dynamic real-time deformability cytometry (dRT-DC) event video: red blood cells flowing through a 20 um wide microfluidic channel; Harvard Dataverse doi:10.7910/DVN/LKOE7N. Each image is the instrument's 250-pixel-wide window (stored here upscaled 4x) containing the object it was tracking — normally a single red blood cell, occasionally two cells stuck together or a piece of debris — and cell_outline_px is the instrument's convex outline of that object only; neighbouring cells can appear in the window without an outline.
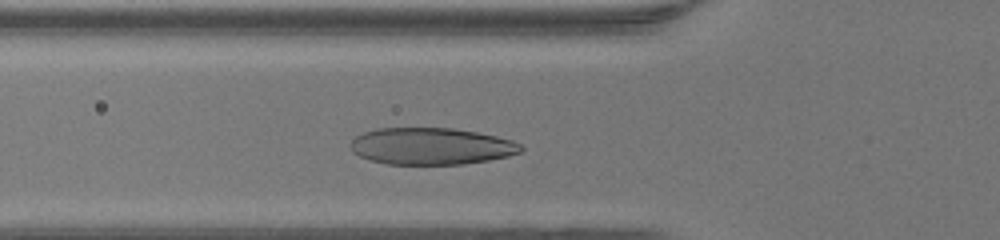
{"species": "human", "species_latin": "Homo sapiens", "temperature_condition": "warm", "stored_images_in_passage": 31, "camera_frame_rate_fps": 3000, "um_per_image_px": 0.085, "donor": {"sex": "female"}, "frame": {"image": 1, "passage_image": 9, "time_ms": 2.667, "image_size_px": [1000, 240], "cell_outline_px": [[524, 148], [520, 152], [508, 156], [488, 160], [464, 164], [388, 164], [368, 160], [352, 152], [348, 148], [348, 144], [356, 136], [364, 132], [376, 128], [452, 128], [476, 132], [496, 136], [512, 140], [520, 144]], "centroid_in_image_um": [36.61, 12.43], "position_along_channel_um": 89.2, "area_um2": 36.76}}
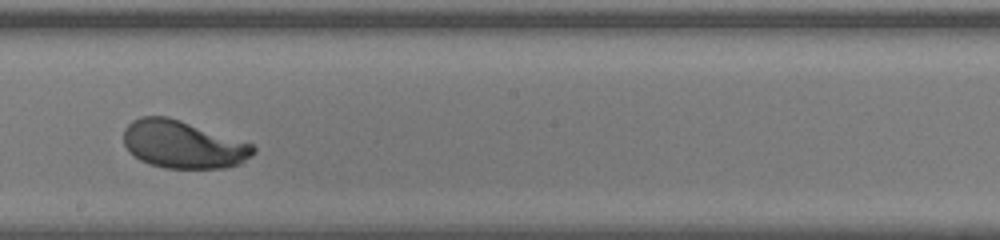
{"frame": {"image": 2, "passage_image": 19, "time_ms": 6.0, "image_size_px": [1000, 240], "cell_outline_px": [[256, 152], [252, 156], [240, 164], [224, 168], [164, 168], [148, 164], [140, 160], [128, 152], [124, 144], [124, 128], [132, 120], [140, 116], [168, 116], [252, 144], [256, 148]], "centroid_in_image_um": [15.53, 12.29], "position_along_channel_um": 232.7, "area_um2": 36.13}}
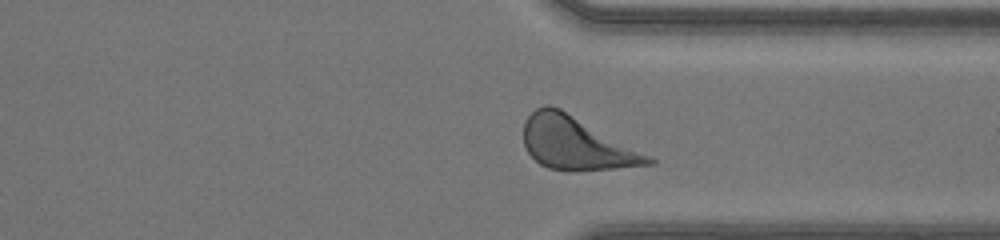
{"frame": {"image": 3, "passage_image": 28, "time_ms": 9.0, "image_size_px": [1000, 240], "cell_outline_px": [[656, 164], [616, 168], [568, 172], [548, 168], [540, 164], [528, 152], [524, 144], [524, 120], [536, 108], [544, 104], [548, 104], [560, 108], [652, 156], [656, 160]], "centroid_in_image_um": [48.99, 12.19], "position_along_channel_um": 362.4, "area_um2": 38.55}, "authors_computed_cell_mechanics": {"area_um2": 36.8764, "velocity_mm_per_s": 4.3154, "shape_relaxation_time_tau1_ms": 2.2054, "shape_relaxation_time_tau2_ms": null, "deformation_change_tau1": 0.1722, "deformation_change_tau2": null}}